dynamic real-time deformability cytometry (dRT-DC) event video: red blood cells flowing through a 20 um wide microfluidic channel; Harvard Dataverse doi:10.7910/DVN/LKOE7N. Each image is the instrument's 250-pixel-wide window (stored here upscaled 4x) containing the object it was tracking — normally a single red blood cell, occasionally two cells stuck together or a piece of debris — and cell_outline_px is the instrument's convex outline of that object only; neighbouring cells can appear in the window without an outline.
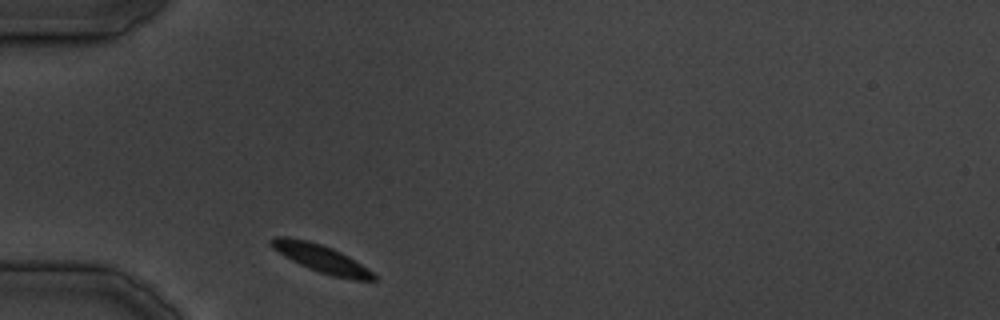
{"species": "common noctule bat (a hibernating species)", "species_latin": "Nyctalus noctula", "temperature_condition": "cold", "stored_images_in_passage": 23, "camera_frame_rate_fps": 3000, "um_per_image_px": 0.085, "animal": {"sex": "male", "body_mass_g": 19.5, "forearm_length_mm": 54.6}, "frame": {"image": 1, "passage_image": 1, "time_ms": 0.0, "image_size_px": [1000, 320], "cell_outline_px": [[376, 280], [356, 280], [332, 276], [308, 268], [284, 256], [272, 248], [268, 240], [276, 236], [288, 236], [308, 240], [332, 248], [348, 256], [372, 272], [376, 276]], "centroid_in_image_um": [27.25, 21.95], "position_along_channel_um": 57.8, "area_um2": 16.42}}